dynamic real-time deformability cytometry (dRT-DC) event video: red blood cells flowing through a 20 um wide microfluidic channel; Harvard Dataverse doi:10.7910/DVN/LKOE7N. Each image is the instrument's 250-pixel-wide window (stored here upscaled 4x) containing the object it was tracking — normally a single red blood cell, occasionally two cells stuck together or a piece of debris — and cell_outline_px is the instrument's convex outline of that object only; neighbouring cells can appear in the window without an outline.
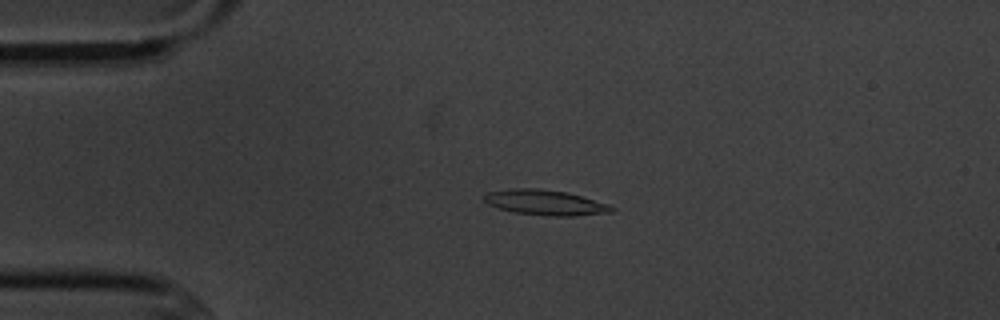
{"species": "common noctule bat (a hibernating species)", "species_latin": "Nyctalus noctula", "temperature_condition": "cold", "stored_images_in_passage": 4, "camera_frame_rate_fps": 3000, "um_per_image_px": 0.085, "animal": {"sex": "male", "body_mass_g": 20.1, "forearm_length_mm": 53.5}, "frame": {"image": 1, "passage_image": 3, "time_ms": 2.333, "image_size_px": [1000, 320], "cell_outline_px": [[616, 208], [612, 212], [576, 216], [552, 216], [516, 212], [496, 208], [488, 204], [484, 200], [484, 196], [488, 192], [512, 188], [532, 188], [568, 192], [608, 204]], "centroid_in_image_um": [46.36, 17.21], "position_along_channel_um": 38.6, "area_um2": 18.67}}